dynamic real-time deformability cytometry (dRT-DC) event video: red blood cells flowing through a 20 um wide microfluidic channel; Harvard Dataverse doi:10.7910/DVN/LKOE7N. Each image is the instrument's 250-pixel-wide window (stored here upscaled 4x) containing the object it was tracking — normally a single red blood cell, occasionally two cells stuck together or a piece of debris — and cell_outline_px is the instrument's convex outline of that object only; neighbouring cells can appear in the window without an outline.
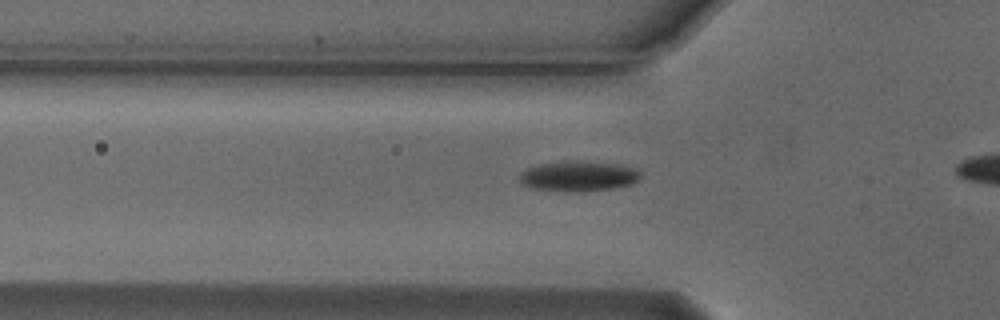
{"species": "Egyptian fruit bat (a non-hibernating species)", "species_latin": "Rousettus aegyptiacus", "temperature_condition": "cold", "stored_images_in_passage": 32, "camera_frame_rate_fps": 3000, "um_per_image_px": 0.085, "animal": {"sex": "male"}, "frame": {"image": 1, "passage_image": 6, "time_ms": 1.667, "image_size_px": [1000, 320], "cell_outline_px": [[640, 176], [632, 184], [616, 188], [532, 188], [524, 184], [520, 180], [520, 176], [528, 168], [540, 164], [580, 160], [620, 164], [636, 168], [640, 172]], "centroid_in_image_um": [49.27, 14.9], "position_along_channel_um": 76.5, "area_um2": 19.94}}
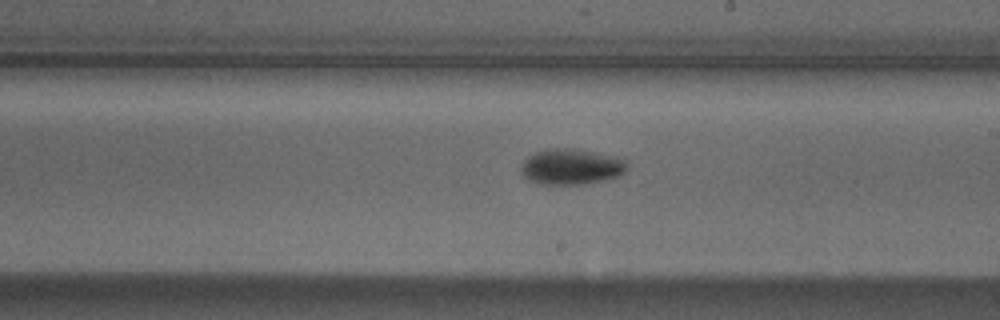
{"frame": {"image": 2, "passage_image": 19, "time_ms": 6.0, "image_size_px": [1000, 320], "cell_outline_px": [[628, 168], [620, 176], [584, 184], [540, 184], [528, 180], [520, 172], [520, 164], [528, 156], [536, 152], [548, 148], [576, 148], [616, 156], [624, 160], [628, 164]], "centroid_in_image_um": [48.54, 14.16], "position_along_channel_um": 240.5, "area_um2": 22.37}}
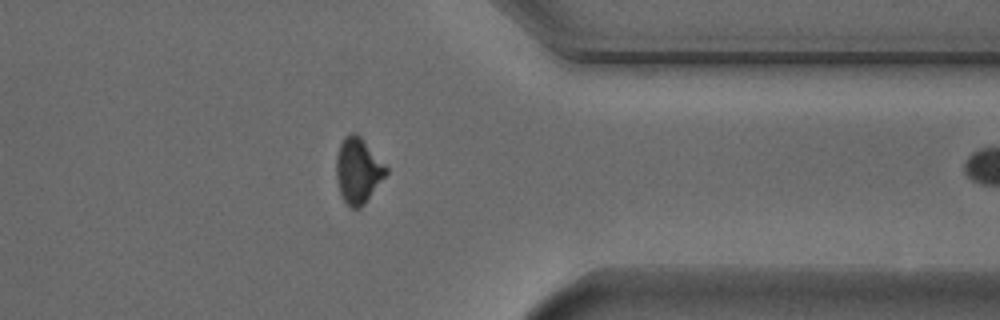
{"frame": {"image": 3, "passage_image": 31, "time_ms": 10.0, "image_size_px": [1000, 320], "cell_outline_px": [[388, 172], [364, 204], [360, 208], [352, 208], [344, 200], [340, 192], [336, 180], [336, 156], [340, 144], [344, 136], [352, 132], [356, 132], [360, 136], [388, 168]], "centroid_in_image_um": [30.42, 14.48], "position_along_channel_um": 381.0, "area_um2": 18.84}}